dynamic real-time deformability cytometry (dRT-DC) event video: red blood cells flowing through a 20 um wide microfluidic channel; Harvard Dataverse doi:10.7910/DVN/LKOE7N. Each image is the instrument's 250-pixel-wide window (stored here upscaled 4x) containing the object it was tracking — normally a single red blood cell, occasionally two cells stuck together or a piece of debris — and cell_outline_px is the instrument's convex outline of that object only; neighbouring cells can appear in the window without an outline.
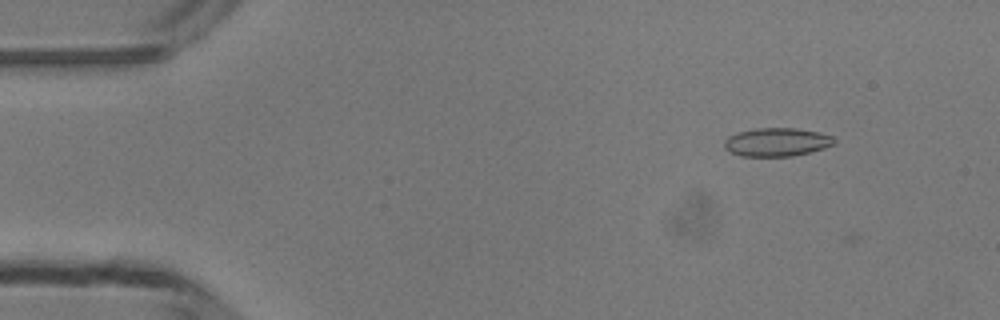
{"species": "common noctule bat (a hibernating species)", "species_latin": "Nyctalus noctula", "temperature_condition": "room temperature", "stored_images_in_passage": 3, "camera_frame_rate_fps": 3000, "um_per_image_px": 0.085, "animal": {"sex": "male", "body_mass_g": 13.3}, "frame": {"image": 1, "passage_image": 2, "time_ms": 0.333, "image_size_px": [1000, 320], "cell_outline_px": [[836, 144], [824, 148], [792, 156], [740, 156], [724, 148], [724, 140], [728, 136], [736, 132], [756, 128], [796, 128], [816, 132], [832, 136], [836, 140]], "centroid_in_image_um": [66.01, 12.07], "position_along_channel_um": 19.0, "area_um2": 18.21}}